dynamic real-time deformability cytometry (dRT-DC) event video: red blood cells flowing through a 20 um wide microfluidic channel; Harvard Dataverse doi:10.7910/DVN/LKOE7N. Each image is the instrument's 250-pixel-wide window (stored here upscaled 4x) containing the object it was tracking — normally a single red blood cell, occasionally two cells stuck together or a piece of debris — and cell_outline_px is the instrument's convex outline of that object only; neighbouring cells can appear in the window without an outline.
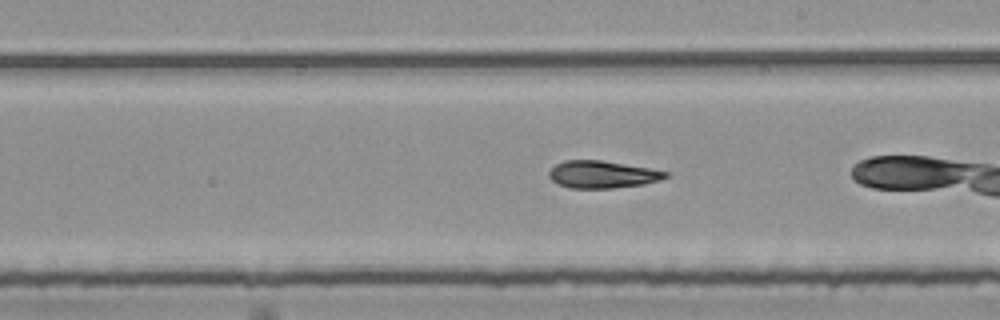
{"species": "common noctule bat (a hibernating species)", "species_latin": "Nyctalus noctula", "temperature_condition": "room temperature", "stored_images_in_passage": 39, "camera_frame_rate_fps": 3000, "um_per_image_px": 0.085, "animal": {"sex": "female", "body_mass_g": 25.1}, "frame": {"image": 1, "passage_image": 28, "time_ms": 9.0, "image_size_px": [1000, 320], "cell_outline_px": [[668, 176], [660, 180], [644, 184], [612, 188], [572, 188], [560, 184], [552, 180], [548, 176], [548, 172], [556, 164], [564, 160], [600, 160], [648, 168], [668, 172]], "centroid_in_image_um": [51.18, 14.82], "position_along_channel_um": 237.8, "area_um2": 18.32}}